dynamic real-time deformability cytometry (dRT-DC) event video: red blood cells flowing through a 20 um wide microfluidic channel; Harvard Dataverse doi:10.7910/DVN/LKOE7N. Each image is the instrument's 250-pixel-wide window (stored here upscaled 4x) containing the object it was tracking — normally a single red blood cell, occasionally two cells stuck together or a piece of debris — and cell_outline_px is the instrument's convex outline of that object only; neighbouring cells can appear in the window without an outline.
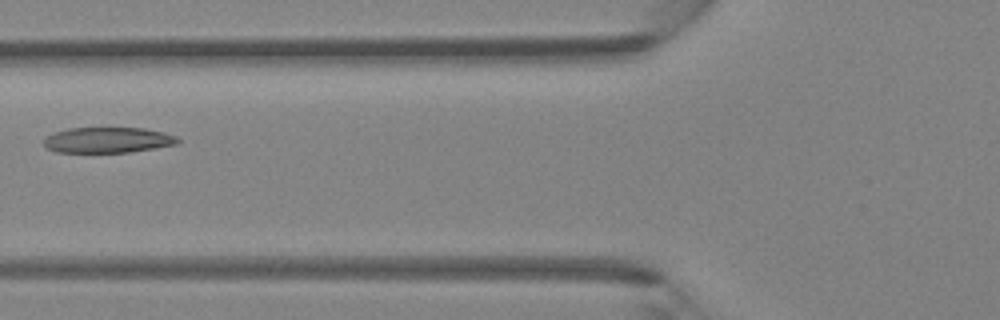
{"species": "Egyptian fruit bat (a non-hibernating species)", "species_latin": "Rousettus aegyptiacus", "temperature_condition": "room temperature", "stored_images_in_passage": 4, "camera_frame_rate_fps": 3000, "um_per_image_px": 0.085, "animal": {"sex": "female"}, "frame": {"image": 1, "passage_image": 4, "time_ms": 1.0, "image_size_px": [1000, 320], "cell_outline_px": [[180, 140], [176, 144], [128, 152], [56, 152], [48, 148], [44, 144], [44, 140], [48, 136], [56, 132], [68, 128], [144, 128], [164, 132], [176, 136]], "centroid_in_image_um": [9.17, 11.9], "position_along_channel_um": 116.6, "area_um2": 19.71}}